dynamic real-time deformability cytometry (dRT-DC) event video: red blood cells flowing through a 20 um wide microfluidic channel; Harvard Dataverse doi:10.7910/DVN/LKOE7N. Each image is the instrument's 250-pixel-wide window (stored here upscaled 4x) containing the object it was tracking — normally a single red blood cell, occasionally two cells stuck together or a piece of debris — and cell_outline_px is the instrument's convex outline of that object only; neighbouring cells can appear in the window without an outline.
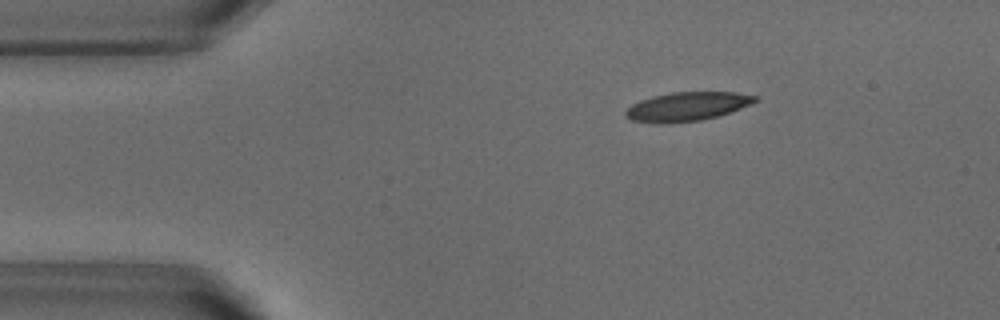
{"species": "common noctule bat (a hibernating species)", "species_latin": "Nyctalus noctula", "temperature_condition": "warm", "stored_images_in_passage": 52, "camera_frame_rate_fps": 3000, "um_per_image_px": 0.085, "animal": {"sex": "male", "body_mass_g": 18.8}, "frame": {"image": 1, "passage_image": 8, "time_ms": 2.333, "image_size_px": [1000, 320], "cell_outline_px": [[760, 100], [740, 108], [716, 116], [700, 120], [668, 124], [656, 124], [632, 120], [624, 116], [624, 112], [632, 104], [640, 100], [652, 96], [672, 92], [736, 92], [756, 96]], "centroid_in_image_um": [58.36, 9.06], "position_along_channel_um": 26.6, "area_um2": 21.85}}
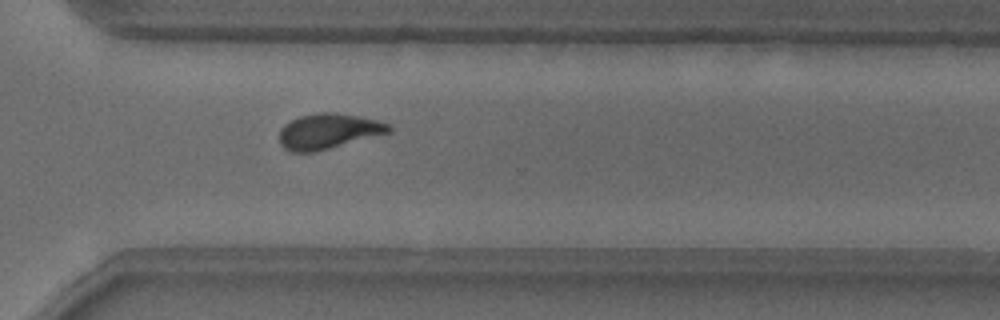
{"frame": {"image": 2, "passage_image": 37, "time_ms": 12.0, "image_size_px": [1000, 320], "cell_outline_px": [[392, 132], [316, 152], [292, 152], [284, 148], [280, 144], [280, 128], [284, 124], [300, 116], [320, 112], [332, 112], [356, 116], [376, 120], [388, 124], [392, 128]], "centroid_in_image_um": [27.9, 11.17], "position_along_channel_um": 342.7, "area_um2": 22.48}}
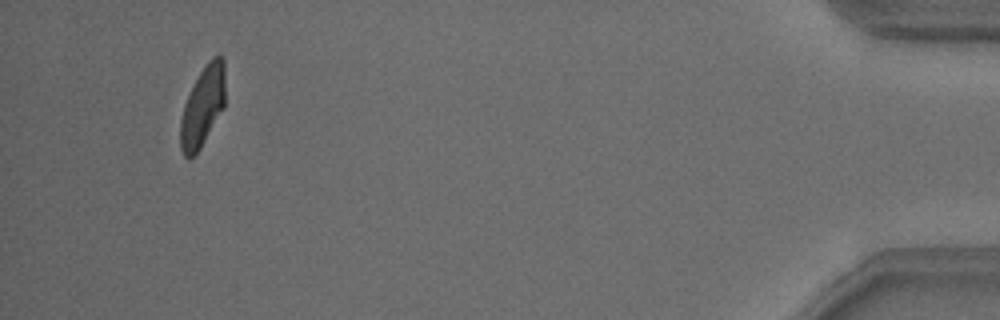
{"frame": {"image": 3, "passage_image": 49, "time_ms": 16.0, "image_size_px": [1000, 320], "cell_outline_px": [[224, 108], [200, 148], [188, 160], [184, 156], [180, 148], [180, 120], [184, 104], [200, 72], [208, 60], [212, 56], [224, 56]], "centroid_in_image_um": [17.22, 9.05], "position_along_channel_um": 418.0, "area_um2": 20.75}, "authors_computed_cell_mechanics": {"area_um2": 22.2241, "velocity_mm_per_s": 3.8115, "shape_relaxation_time_tau1_ms": 4.3196, "shape_relaxation_time_tau2_ms": 1.8348, "deformation_change_tau1": 0.1633, "deformation_change_tau2": 0.092}}